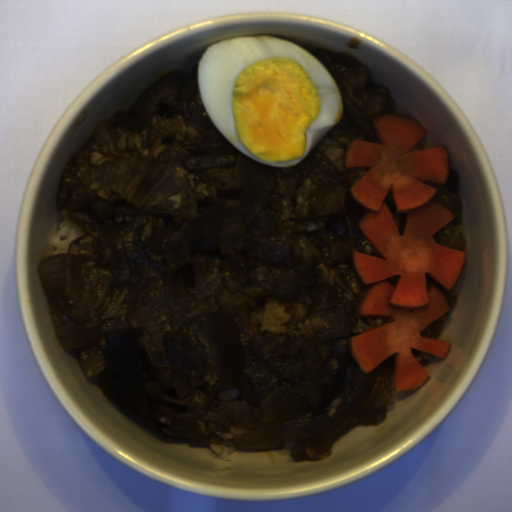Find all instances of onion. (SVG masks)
<instances>
[{
  "label": "onion",
  "mask_w": 512,
  "mask_h": 512,
  "mask_svg": "<svg viewBox=\"0 0 512 512\" xmlns=\"http://www.w3.org/2000/svg\"><path fill=\"white\" fill-rule=\"evenodd\" d=\"M277 431L283 442L322 439L334 433L328 414L278 423Z\"/></svg>",
  "instance_id": "55239325"
},
{
  "label": "onion",
  "mask_w": 512,
  "mask_h": 512,
  "mask_svg": "<svg viewBox=\"0 0 512 512\" xmlns=\"http://www.w3.org/2000/svg\"><path fill=\"white\" fill-rule=\"evenodd\" d=\"M91 137L98 143L101 152L110 155L118 154L119 136L112 122L106 120L96 125Z\"/></svg>",
  "instance_id": "275d332c"
},
{
  "label": "onion",
  "mask_w": 512,
  "mask_h": 512,
  "mask_svg": "<svg viewBox=\"0 0 512 512\" xmlns=\"http://www.w3.org/2000/svg\"><path fill=\"white\" fill-rule=\"evenodd\" d=\"M38 269L47 295L50 297L64 295L66 291L65 253L49 255L41 260Z\"/></svg>",
  "instance_id": "23ac38db"
},
{
  "label": "onion",
  "mask_w": 512,
  "mask_h": 512,
  "mask_svg": "<svg viewBox=\"0 0 512 512\" xmlns=\"http://www.w3.org/2000/svg\"><path fill=\"white\" fill-rule=\"evenodd\" d=\"M105 197L127 200L142 212H198L192 191L177 169L157 159L128 156L95 165L81 175Z\"/></svg>",
  "instance_id": "06740285"
},
{
  "label": "onion",
  "mask_w": 512,
  "mask_h": 512,
  "mask_svg": "<svg viewBox=\"0 0 512 512\" xmlns=\"http://www.w3.org/2000/svg\"><path fill=\"white\" fill-rule=\"evenodd\" d=\"M225 411L233 427L253 428V412L250 403L245 401L226 402Z\"/></svg>",
  "instance_id": "25a0d678"
},
{
  "label": "onion",
  "mask_w": 512,
  "mask_h": 512,
  "mask_svg": "<svg viewBox=\"0 0 512 512\" xmlns=\"http://www.w3.org/2000/svg\"><path fill=\"white\" fill-rule=\"evenodd\" d=\"M185 74L170 73L148 87L133 104L129 114L149 118L160 101L170 94L182 91Z\"/></svg>",
  "instance_id": "6bf65262"
},
{
  "label": "onion",
  "mask_w": 512,
  "mask_h": 512,
  "mask_svg": "<svg viewBox=\"0 0 512 512\" xmlns=\"http://www.w3.org/2000/svg\"><path fill=\"white\" fill-rule=\"evenodd\" d=\"M56 337L63 349L79 350L92 345L95 340L92 334L67 315H60L53 321Z\"/></svg>",
  "instance_id": "2ce2d468"
}]
</instances>
